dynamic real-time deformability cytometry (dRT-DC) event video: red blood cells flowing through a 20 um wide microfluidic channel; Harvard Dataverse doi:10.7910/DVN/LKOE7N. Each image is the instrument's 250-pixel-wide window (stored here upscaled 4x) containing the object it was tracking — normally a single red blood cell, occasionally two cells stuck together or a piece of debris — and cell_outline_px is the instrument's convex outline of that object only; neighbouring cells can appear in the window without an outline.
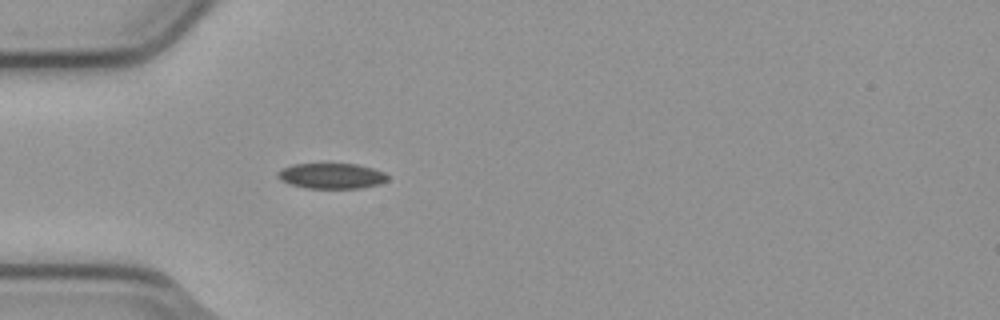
{"species": "common noctule bat (a hibernating species)", "species_latin": "Nyctalus noctula", "temperature_condition": "cold", "stored_images_in_passage": 1, "camera_frame_rate_fps": 3000, "um_per_image_px": 0.085, "animal": {"sex": "male", "body_mass_g": 23.1, "forearm_length_mm": 52.7}, "frame": {"image": 1, "passage_image": 1, "time_ms": 0.0, "image_size_px": [1000, 320], "cell_outline_px": [[388, 180], [380, 184], [360, 188], [308, 188], [292, 184], [280, 180], [276, 176], [276, 172], [292, 164], [356, 164], [372, 168], [384, 172], [388, 176]], "centroid_in_image_um": [28.18, 14.95], "position_along_channel_um": 56.8, "area_um2": 16.24}}